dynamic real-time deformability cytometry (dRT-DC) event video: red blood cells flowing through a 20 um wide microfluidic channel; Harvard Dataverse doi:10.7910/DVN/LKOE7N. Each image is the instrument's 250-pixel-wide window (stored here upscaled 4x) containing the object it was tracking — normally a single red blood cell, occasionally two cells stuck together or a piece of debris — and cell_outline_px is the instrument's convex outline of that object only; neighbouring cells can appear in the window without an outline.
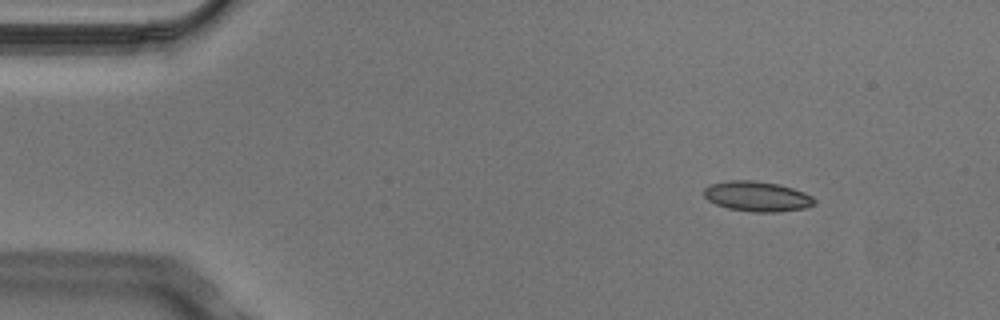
{"species": "Egyptian fruit bat (a non-hibernating species)", "species_latin": "Rousettus aegyptiacus", "temperature_condition": "cold", "stored_images_in_passage": 4, "camera_frame_rate_fps": 3000, "um_per_image_px": 0.085, "animal": {"sex": "male"}, "frame": {"image": 1, "passage_image": 2, "time_ms": 0.333, "image_size_px": [1000, 320], "cell_outline_px": [[816, 204], [804, 208], [776, 212], [752, 212], [728, 208], [716, 204], [708, 200], [704, 196], [704, 188], [712, 184], [728, 180], [756, 180], [780, 184], [804, 192], [812, 196], [816, 200]], "centroid_in_image_um": [64.37, 16.68], "position_along_channel_um": 20.6, "area_um2": 19.48}}